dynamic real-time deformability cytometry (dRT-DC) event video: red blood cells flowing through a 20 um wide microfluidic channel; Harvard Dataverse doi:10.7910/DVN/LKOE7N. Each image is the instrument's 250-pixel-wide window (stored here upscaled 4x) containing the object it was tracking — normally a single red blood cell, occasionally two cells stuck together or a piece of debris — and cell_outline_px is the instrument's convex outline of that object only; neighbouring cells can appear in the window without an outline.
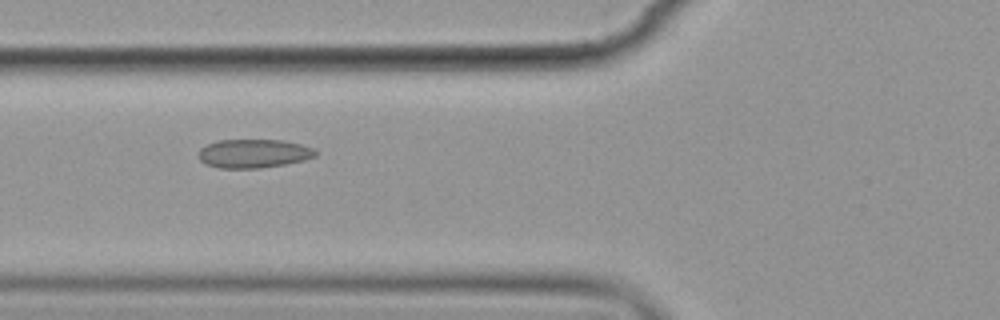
{"species": "common noctule bat (a hibernating species)", "species_latin": "Nyctalus noctula", "temperature_condition": "cold", "stored_images_in_passage": 3, "camera_frame_rate_fps": 3000, "um_per_image_px": 0.085, "animal": {"sex": "female", "body_mass_g": 19.9}, "frame": {"image": 1, "passage_image": 2, "time_ms": 1.333, "image_size_px": [1000, 320], "cell_outline_px": [[316, 156], [304, 160], [284, 164], [260, 168], [220, 168], [204, 164], [200, 160], [200, 148], [216, 140], [284, 140], [300, 144], [312, 148], [316, 152]], "centroid_in_image_um": [21.54, 13.05], "position_along_channel_um": 104.3, "area_um2": 19.48}}
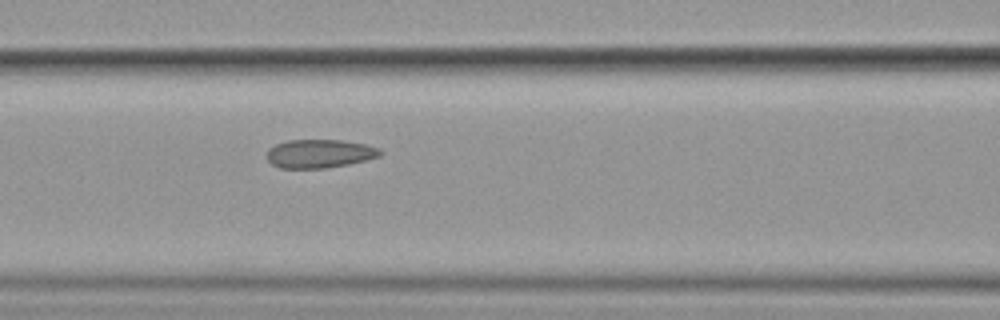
{"frame": {"image": 2, "passage_image": 3, "time_ms": 2.333, "image_size_px": [1000, 320], "cell_outline_px": [[384, 152], [380, 156], [348, 164], [324, 168], [280, 168], [272, 164], [264, 156], [268, 148], [276, 144], [288, 140], [340, 140], [364, 144], [380, 148]], "centroid_in_image_um": [27.13, 13.05], "position_along_channel_um": 139.5, "area_um2": 18.9}}